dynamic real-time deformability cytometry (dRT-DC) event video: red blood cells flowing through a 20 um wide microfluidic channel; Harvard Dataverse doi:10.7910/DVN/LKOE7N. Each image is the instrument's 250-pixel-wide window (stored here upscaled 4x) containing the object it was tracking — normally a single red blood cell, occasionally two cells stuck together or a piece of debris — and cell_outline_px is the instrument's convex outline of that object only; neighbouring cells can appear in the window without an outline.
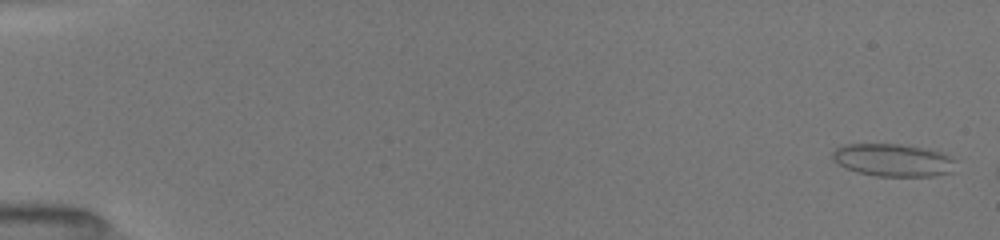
{"species": "common noctule bat (a hibernating species)", "species_latin": "Nyctalus noctula", "temperature_condition": "room temperature", "stored_images_in_passage": 9, "camera_frame_rate_fps": 3000, "um_per_image_px": 0.085, "animal": {"sex": "female", "body_mass_g": 19.5, "forearm_length_mm": 54.1}, "frame": {"image": 1, "passage_image": 1, "time_ms": 0.0, "image_size_px": [1000, 240], "cell_outline_px": [[952, 172], [932, 176], [876, 176], [856, 172], [840, 164], [832, 156], [832, 152], [836, 148], [844, 144], [900, 144], [940, 152], [948, 156], [952, 160]], "centroid_in_image_um": [75.86, 13.61], "position_along_channel_um": 9.1, "area_um2": 22.89}}